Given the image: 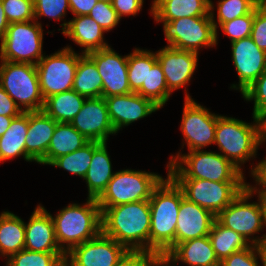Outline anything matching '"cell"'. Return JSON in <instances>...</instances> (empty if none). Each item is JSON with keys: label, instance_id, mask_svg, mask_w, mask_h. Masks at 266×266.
<instances>
[{"label": "cell", "instance_id": "obj_1", "mask_svg": "<svg viewBox=\"0 0 266 266\" xmlns=\"http://www.w3.org/2000/svg\"><path fill=\"white\" fill-rule=\"evenodd\" d=\"M102 233L128 250L150 251L151 211L149 200L113 207H100Z\"/></svg>", "mask_w": 266, "mask_h": 266}, {"label": "cell", "instance_id": "obj_2", "mask_svg": "<svg viewBox=\"0 0 266 266\" xmlns=\"http://www.w3.org/2000/svg\"><path fill=\"white\" fill-rule=\"evenodd\" d=\"M182 189L167 174L149 199L151 211L150 251L167 254L176 245V224Z\"/></svg>", "mask_w": 266, "mask_h": 266}, {"label": "cell", "instance_id": "obj_3", "mask_svg": "<svg viewBox=\"0 0 266 266\" xmlns=\"http://www.w3.org/2000/svg\"><path fill=\"white\" fill-rule=\"evenodd\" d=\"M181 153L171 155L166 166L172 179L245 182L244 173L219 152L203 149Z\"/></svg>", "mask_w": 266, "mask_h": 266}, {"label": "cell", "instance_id": "obj_4", "mask_svg": "<svg viewBox=\"0 0 266 266\" xmlns=\"http://www.w3.org/2000/svg\"><path fill=\"white\" fill-rule=\"evenodd\" d=\"M83 205L70 203L55 216V236L60 249L67 254L72 248L97 237L102 232L101 209L97 199L87 198Z\"/></svg>", "mask_w": 266, "mask_h": 266}, {"label": "cell", "instance_id": "obj_5", "mask_svg": "<svg viewBox=\"0 0 266 266\" xmlns=\"http://www.w3.org/2000/svg\"><path fill=\"white\" fill-rule=\"evenodd\" d=\"M253 124L220 115L217 120L214 144L219 153L243 172L244 163L257 155L262 144L261 121L253 116Z\"/></svg>", "mask_w": 266, "mask_h": 266}, {"label": "cell", "instance_id": "obj_6", "mask_svg": "<svg viewBox=\"0 0 266 266\" xmlns=\"http://www.w3.org/2000/svg\"><path fill=\"white\" fill-rule=\"evenodd\" d=\"M254 193L248 186L217 216L216 219L225 227L242 235L250 244L259 246L266 235L254 236L266 227V214L263 200L258 195V202H248ZM253 235V237H252Z\"/></svg>", "mask_w": 266, "mask_h": 266}, {"label": "cell", "instance_id": "obj_7", "mask_svg": "<svg viewBox=\"0 0 266 266\" xmlns=\"http://www.w3.org/2000/svg\"><path fill=\"white\" fill-rule=\"evenodd\" d=\"M0 86L21 111H42L44 98L40 90L36 65L1 60Z\"/></svg>", "mask_w": 266, "mask_h": 266}, {"label": "cell", "instance_id": "obj_8", "mask_svg": "<svg viewBox=\"0 0 266 266\" xmlns=\"http://www.w3.org/2000/svg\"><path fill=\"white\" fill-rule=\"evenodd\" d=\"M164 178L152 172L123 169L114 173L105 191L97 199L99 207H113L149 200Z\"/></svg>", "mask_w": 266, "mask_h": 266}, {"label": "cell", "instance_id": "obj_9", "mask_svg": "<svg viewBox=\"0 0 266 266\" xmlns=\"http://www.w3.org/2000/svg\"><path fill=\"white\" fill-rule=\"evenodd\" d=\"M42 24L35 19L10 23L0 41L1 60L36 65L44 56Z\"/></svg>", "mask_w": 266, "mask_h": 266}, {"label": "cell", "instance_id": "obj_10", "mask_svg": "<svg viewBox=\"0 0 266 266\" xmlns=\"http://www.w3.org/2000/svg\"><path fill=\"white\" fill-rule=\"evenodd\" d=\"M82 53L70 46L43 56L36 64L41 94L44 100L52 95L72 90L76 68Z\"/></svg>", "mask_w": 266, "mask_h": 266}, {"label": "cell", "instance_id": "obj_11", "mask_svg": "<svg viewBox=\"0 0 266 266\" xmlns=\"http://www.w3.org/2000/svg\"><path fill=\"white\" fill-rule=\"evenodd\" d=\"M163 23L169 47L199 54L200 48L216 46V30L210 13L203 17H188Z\"/></svg>", "mask_w": 266, "mask_h": 266}, {"label": "cell", "instance_id": "obj_12", "mask_svg": "<svg viewBox=\"0 0 266 266\" xmlns=\"http://www.w3.org/2000/svg\"><path fill=\"white\" fill-rule=\"evenodd\" d=\"M189 201L217 216L247 186V182H216L203 179H173Z\"/></svg>", "mask_w": 266, "mask_h": 266}, {"label": "cell", "instance_id": "obj_13", "mask_svg": "<svg viewBox=\"0 0 266 266\" xmlns=\"http://www.w3.org/2000/svg\"><path fill=\"white\" fill-rule=\"evenodd\" d=\"M185 93L181 132L189 151L202 150L214 144L217 120L220 115L211 113L209 109L195 102L186 88Z\"/></svg>", "mask_w": 266, "mask_h": 266}, {"label": "cell", "instance_id": "obj_14", "mask_svg": "<svg viewBox=\"0 0 266 266\" xmlns=\"http://www.w3.org/2000/svg\"><path fill=\"white\" fill-rule=\"evenodd\" d=\"M128 249L105 236L95 238L72 248L65 255V266H115Z\"/></svg>", "mask_w": 266, "mask_h": 266}, {"label": "cell", "instance_id": "obj_15", "mask_svg": "<svg viewBox=\"0 0 266 266\" xmlns=\"http://www.w3.org/2000/svg\"><path fill=\"white\" fill-rule=\"evenodd\" d=\"M87 55L95 62L102 78L104 98L132 92L128 82V55L122 57L111 46Z\"/></svg>", "mask_w": 266, "mask_h": 266}, {"label": "cell", "instance_id": "obj_16", "mask_svg": "<svg viewBox=\"0 0 266 266\" xmlns=\"http://www.w3.org/2000/svg\"><path fill=\"white\" fill-rule=\"evenodd\" d=\"M231 46L232 61L239 82L232 84L230 88L239 90L242 94L266 70V52L261 50L250 36L232 42Z\"/></svg>", "mask_w": 266, "mask_h": 266}, {"label": "cell", "instance_id": "obj_17", "mask_svg": "<svg viewBox=\"0 0 266 266\" xmlns=\"http://www.w3.org/2000/svg\"><path fill=\"white\" fill-rule=\"evenodd\" d=\"M70 124L88 141L105 143L109 135L116 134L104 97L87 98Z\"/></svg>", "mask_w": 266, "mask_h": 266}, {"label": "cell", "instance_id": "obj_18", "mask_svg": "<svg viewBox=\"0 0 266 266\" xmlns=\"http://www.w3.org/2000/svg\"><path fill=\"white\" fill-rule=\"evenodd\" d=\"M156 55L171 93L188 85L198 66V53L165 46Z\"/></svg>", "mask_w": 266, "mask_h": 266}, {"label": "cell", "instance_id": "obj_19", "mask_svg": "<svg viewBox=\"0 0 266 266\" xmlns=\"http://www.w3.org/2000/svg\"><path fill=\"white\" fill-rule=\"evenodd\" d=\"M108 115L116 133L160 109L152 100L131 92L105 98Z\"/></svg>", "mask_w": 266, "mask_h": 266}, {"label": "cell", "instance_id": "obj_20", "mask_svg": "<svg viewBox=\"0 0 266 266\" xmlns=\"http://www.w3.org/2000/svg\"><path fill=\"white\" fill-rule=\"evenodd\" d=\"M25 249L35 252L64 253L56 240L50 213L37 205L28 223H25Z\"/></svg>", "mask_w": 266, "mask_h": 266}, {"label": "cell", "instance_id": "obj_21", "mask_svg": "<svg viewBox=\"0 0 266 266\" xmlns=\"http://www.w3.org/2000/svg\"><path fill=\"white\" fill-rule=\"evenodd\" d=\"M215 219L210 211L183 197L176 224V244L209 236Z\"/></svg>", "mask_w": 266, "mask_h": 266}, {"label": "cell", "instance_id": "obj_22", "mask_svg": "<svg viewBox=\"0 0 266 266\" xmlns=\"http://www.w3.org/2000/svg\"><path fill=\"white\" fill-rule=\"evenodd\" d=\"M57 123L43 111L29 112L25 147L34 162L45 165V155Z\"/></svg>", "mask_w": 266, "mask_h": 266}, {"label": "cell", "instance_id": "obj_23", "mask_svg": "<svg viewBox=\"0 0 266 266\" xmlns=\"http://www.w3.org/2000/svg\"><path fill=\"white\" fill-rule=\"evenodd\" d=\"M63 35L82 47V54L110 47L104 41V30L89 16H75L60 24Z\"/></svg>", "mask_w": 266, "mask_h": 266}, {"label": "cell", "instance_id": "obj_24", "mask_svg": "<svg viewBox=\"0 0 266 266\" xmlns=\"http://www.w3.org/2000/svg\"><path fill=\"white\" fill-rule=\"evenodd\" d=\"M150 13L157 23L210 13V0H153Z\"/></svg>", "mask_w": 266, "mask_h": 266}, {"label": "cell", "instance_id": "obj_25", "mask_svg": "<svg viewBox=\"0 0 266 266\" xmlns=\"http://www.w3.org/2000/svg\"><path fill=\"white\" fill-rule=\"evenodd\" d=\"M111 159L107 151V142L93 141V156L84 180L88 188V197L98 199L113 178Z\"/></svg>", "mask_w": 266, "mask_h": 266}, {"label": "cell", "instance_id": "obj_26", "mask_svg": "<svg viewBox=\"0 0 266 266\" xmlns=\"http://www.w3.org/2000/svg\"><path fill=\"white\" fill-rule=\"evenodd\" d=\"M175 263L188 266H220L209 236L176 244L167 254Z\"/></svg>", "mask_w": 266, "mask_h": 266}, {"label": "cell", "instance_id": "obj_27", "mask_svg": "<svg viewBox=\"0 0 266 266\" xmlns=\"http://www.w3.org/2000/svg\"><path fill=\"white\" fill-rule=\"evenodd\" d=\"M29 112H22L12 119L7 131L0 137V163L23 156L27 162H34L26 153Z\"/></svg>", "mask_w": 266, "mask_h": 266}, {"label": "cell", "instance_id": "obj_28", "mask_svg": "<svg viewBox=\"0 0 266 266\" xmlns=\"http://www.w3.org/2000/svg\"><path fill=\"white\" fill-rule=\"evenodd\" d=\"M25 249V222L16 214L3 211L0 214V256L6 260Z\"/></svg>", "mask_w": 266, "mask_h": 266}, {"label": "cell", "instance_id": "obj_29", "mask_svg": "<svg viewBox=\"0 0 266 266\" xmlns=\"http://www.w3.org/2000/svg\"><path fill=\"white\" fill-rule=\"evenodd\" d=\"M88 142L70 123H57L45 155V165H50L56 158L82 148Z\"/></svg>", "mask_w": 266, "mask_h": 266}, {"label": "cell", "instance_id": "obj_30", "mask_svg": "<svg viewBox=\"0 0 266 266\" xmlns=\"http://www.w3.org/2000/svg\"><path fill=\"white\" fill-rule=\"evenodd\" d=\"M136 93L152 100L160 108L166 104L172 94L167 88L162 67L157 61L156 52L147 50L146 86H141Z\"/></svg>", "mask_w": 266, "mask_h": 266}, {"label": "cell", "instance_id": "obj_31", "mask_svg": "<svg viewBox=\"0 0 266 266\" xmlns=\"http://www.w3.org/2000/svg\"><path fill=\"white\" fill-rule=\"evenodd\" d=\"M85 100L72 89L46 98L42 111L58 123H71Z\"/></svg>", "mask_w": 266, "mask_h": 266}, {"label": "cell", "instance_id": "obj_32", "mask_svg": "<svg viewBox=\"0 0 266 266\" xmlns=\"http://www.w3.org/2000/svg\"><path fill=\"white\" fill-rule=\"evenodd\" d=\"M72 89L86 99L103 97L102 78L87 54L79 57Z\"/></svg>", "mask_w": 266, "mask_h": 266}, {"label": "cell", "instance_id": "obj_33", "mask_svg": "<svg viewBox=\"0 0 266 266\" xmlns=\"http://www.w3.org/2000/svg\"><path fill=\"white\" fill-rule=\"evenodd\" d=\"M209 239L219 262L251 245L242 235L223 226L217 219L211 227Z\"/></svg>", "mask_w": 266, "mask_h": 266}, {"label": "cell", "instance_id": "obj_34", "mask_svg": "<svg viewBox=\"0 0 266 266\" xmlns=\"http://www.w3.org/2000/svg\"><path fill=\"white\" fill-rule=\"evenodd\" d=\"M258 4L254 0H218L217 3V21L214 14V3L210 0V15L216 30V45L218 44V27L237 17L249 14ZM219 25V26H218Z\"/></svg>", "mask_w": 266, "mask_h": 266}, {"label": "cell", "instance_id": "obj_35", "mask_svg": "<svg viewBox=\"0 0 266 266\" xmlns=\"http://www.w3.org/2000/svg\"><path fill=\"white\" fill-rule=\"evenodd\" d=\"M92 156L93 141H89L82 148L56 158L50 165L62 168L84 179L91 164Z\"/></svg>", "mask_w": 266, "mask_h": 266}, {"label": "cell", "instance_id": "obj_36", "mask_svg": "<svg viewBox=\"0 0 266 266\" xmlns=\"http://www.w3.org/2000/svg\"><path fill=\"white\" fill-rule=\"evenodd\" d=\"M65 253L35 252L23 249L12 254L6 266H65Z\"/></svg>", "mask_w": 266, "mask_h": 266}, {"label": "cell", "instance_id": "obj_37", "mask_svg": "<svg viewBox=\"0 0 266 266\" xmlns=\"http://www.w3.org/2000/svg\"><path fill=\"white\" fill-rule=\"evenodd\" d=\"M147 49L135 48L128 54V82L131 91L136 93L141 86H146Z\"/></svg>", "mask_w": 266, "mask_h": 266}, {"label": "cell", "instance_id": "obj_38", "mask_svg": "<svg viewBox=\"0 0 266 266\" xmlns=\"http://www.w3.org/2000/svg\"><path fill=\"white\" fill-rule=\"evenodd\" d=\"M9 23L34 20L33 0H1Z\"/></svg>", "mask_w": 266, "mask_h": 266}, {"label": "cell", "instance_id": "obj_39", "mask_svg": "<svg viewBox=\"0 0 266 266\" xmlns=\"http://www.w3.org/2000/svg\"><path fill=\"white\" fill-rule=\"evenodd\" d=\"M33 5L34 17L37 22L43 16L56 21H63L67 10H70L68 0H33Z\"/></svg>", "mask_w": 266, "mask_h": 266}, {"label": "cell", "instance_id": "obj_40", "mask_svg": "<svg viewBox=\"0 0 266 266\" xmlns=\"http://www.w3.org/2000/svg\"><path fill=\"white\" fill-rule=\"evenodd\" d=\"M242 96L246 101H254L252 116L260 118L266 113V70Z\"/></svg>", "mask_w": 266, "mask_h": 266}, {"label": "cell", "instance_id": "obj_41", "mask_svg": "<svg viewBox=\"0 0 266 266\" xmlns=\"http://www.w3.org/2000/svg\"><path fill=\"white\" fill-rule=\"evenodd\" d=\"M254 21V9L247 15H243L224 22L220 25L223 33L230 38L231 43L246 37H249L252 31Z\"/></svg>", "mask_w": 266, "mask_h": 266}, {"label": "cell", "instance_id": "obj_42", "mask_svg": "<svg viewBox=\"0 0 266 266\" xmlns=\"http://www.w3.org/2000/svg\"><path fill=\"white\" fill-rule=\"evenodd\" d=\"M88 16L99 24L105 32L115 28L120 21V17L113 9L112 3L105 1H98Z\"/></svg>", "mask_w": 266, "mask_h": 266}, {"label": "cell", "instance_id": "obj_43", "mask_svg": "<svg viewBox=\"0 0 266 266\" xmlns=\"http://www.w3.org/2000/svg\"><path fill=\"white\" fill-rule=\"evenodd\" d=\"M259 258H262L259 247L251 244L248 248L232 253L220 262V266H260Z\"/></svg>", "mask_w": 266, "mask_h": 266}, {"label": "cell", "instance_id": "obj_44", "mask_svg": "<svg viewBox=\"0 0 266 266\" xmlns=\"http://www.w3.org/2000/svg\"><path fill=\"white\" fill-rule=\"evenodd\" d=\"M254 43L266 52V2L254 8V21L250 34Z\"/></svg>", "mask_w": 266, "mask_h": 266}, {"label": "cell", "instance_id": "obj_45", "mask_svg": "<svg viewBox=\"0 0 266 266\" xmlns=\"http://www.w3.org/2000/svg\"><path fill=\"white\" fill-rule=\"evenodd\" d=\"M156 255L152 251L128 250L115 266H151Z\"/></svg>", "mask_w": 266, "mask_h": 266}, {"label": "cell", "instance_id": "obj_46", "mask_svg": "<svg viewBox=\"0 0 266 266\" xmlns=\"http://www.w3.org/2000/svg\"><path fill=\"white\" fill-rule=\"evenodd\" d=\"M113 9L120 19L123 16H135L143 7L144 0H112Z\"/></svg>", "mask_w": 266, "mask_h": 266}, {"label": "cell", "instance_id": "obj_47", "mask_svg": "<svg viewBox=\"0 0 266 266\" xmlns=\"http://www.w3.org/2000/svg\"><path fill=\"white\" fill-rule=\"evenodd\" d=\"M22 112L15 101L0 86V116L17 117Z\"/></svg>", "mask_w": 266, "mask_h": 266}, {"label": "cell", "instance_id": "obj_48", "mask_svg": "<svg viewBox=\"0 0 266 266\" xmlns=\"http://www.w3.org/2000/svg\"><path fill=\"white\" fill-rule=\"evenodd\" d=\"M254 166L251 168V175L253 176L252 178L255 180L256 185L252 186L247 184V186L252 191H266V157ZM257 186H259V188Z\"/></svg>", "mask_w": 266, "mask_h": 266}, {"label": "cell", "instance_id": "obj_49", "mask_svg": "<svg viewBox=\"0 0 266 266\" xmlns=\"http://www.w3.org/2000/svg\"><path fill=\"white\" fill-rule=\"evenodd\" d=\"M70 12L75 16H88L98 0H68Z\"/></svg>", "mask_w": 266, "mask_h": 266}, {"label": "cell", "instance_id": "obj_50", "mask_svg": "<svg viewBox=\"0 0 266 266\" xmlns=\"http://www.w3.org/2000/svg\"><path fill=\"white\" fill-rule=\"evenodd\" d=\"M172 264V265H171ZM151 266H177L176 263L171 260L169 256L166 254H157L153 258V262Z\"/></svg>", "mask_w": 266, "mask_h": 266}, {"label": "cell", "instance_id": "obj_51", "mask_svg": "<svg viewBox=\"0 0 266 266\" xmlns=\"http://www.w3.org/2000/svg\"><path fill=\"white\" fill-rule=\"evenodd\" d=\"M9 24L10 23L6 18L2 1L0 0V41L4 38Z\"/></svg>", "mask_w": 266, "mask_h": 266}, {"label": "cell", "instance_id": "obj_52", "mask_svg": "<svg viewBox=\"0 0 266 266\" xmlns=\"http://www.w3.org/2000/svg\"><path fill=\"white\" fill-rule=\"evenodd\" d=\"M13 118L15 117L0 116V137L7 131Z\"/></svg>", "mask_w": 266, "mask_h": 266}, {"label": "cell", "instance_id": "obj_53", "mask_svg": "<svg viewBox=\"0 0 266 266\" xmlns=\"http://www.w3.org/2000/svg\"><path fill=\"white\" fill-rule=\"evenodd\" d=\"M262 255L260 258L262 266H266V239L258 246Z\"/></svg>", "mask_w": 266, "mask_h": 266}, {"label": "cell", "instance_id": "obj_54", "mask_svg": "<svg viewBox=\"0 0 266 266\" xmlns=\"http://www.w3.org/2000/svg\"><path fill=\"white\" fill-rule=\"evenodd\" d=\"M261 121V134H262V143L266 142V113L260 117Z\"/></svg>", "mask_w": 266, "mask_h": 266}, {"label": "cell", "instance_id": "obj_55", "mask_svg": "<svg viewBox=\"0 0 266 266\" xmlns=\"http://www.w3.org/2000/svg\"><path fill=\"white\" fill-rule=\"evenodd\" d=\"M253 193H258V195L261 196L263 203H264V207H265V214H266V191H252Z\"/></svg>", "mask_w": 266, "mask_h": 266}, {"label": "cell", "instance_id": "obj_56", "mask_svg": "<svg viewBox=\"0 0 266 266\" xmlns=\"http://www.w3.org/2000/svg\"><path fill=\"white\" fill-rule=\"evenodd\" d=\"M257 4H262V3H265L266 0H254Z\"/></svg>", "mask_w": 266, "mask_h": 266}, {"label": "cell", "instance_id": "obj_57", "mask_svg": "<svg viewBox=\"0 0 266 266\" xmlns=\"http://www.w3.org/2000/svg\"><path fill=\"white\" fill-rule=\"evenodd\" d=\"M98 1L112 2V0H98Z\"/></svg>", "mask_w": 266, "mask_h": 266}, {"label": "cell", "instance_id": "obj_58", "mask_svg": "<svg viewBox=\"0 0 266 266\" xmlns=\"http://www.w3.org/2000/svg\"><path fill=\"white\" fill-rule=\"evenodd\" d=\"M0 62H1V47H0ZM1 64V63H0Z\"/></svg>", "mask_w": 266, "mask_h": 266}]
</instances>
